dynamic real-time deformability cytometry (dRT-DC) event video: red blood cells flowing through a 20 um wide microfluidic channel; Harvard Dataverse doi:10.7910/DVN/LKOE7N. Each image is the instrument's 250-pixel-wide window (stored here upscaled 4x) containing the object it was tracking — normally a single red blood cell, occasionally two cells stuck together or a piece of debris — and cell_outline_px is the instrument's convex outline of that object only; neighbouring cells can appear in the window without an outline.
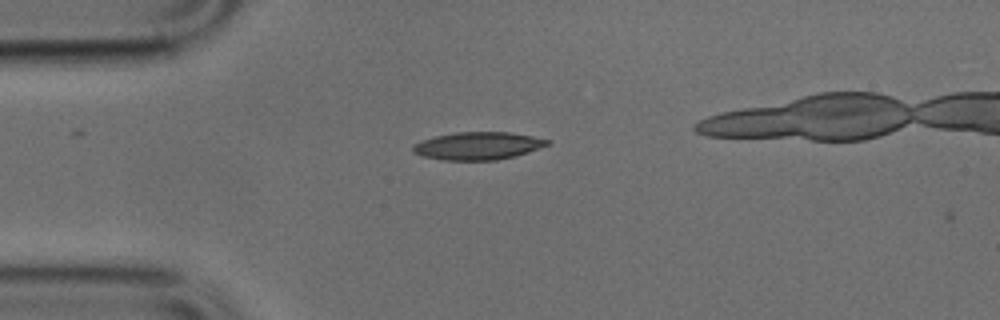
{"species": "common noctule bat (a hibernating species)", "species_latin": "Nyctalus noctula", "temperature_condition": "cold", "stored_images_in_passage": 4, "camera_frame_rate_fps": 3000, "um_per_image_px": 0.085, "animal": {"sex": "male", "body_mass_g": 17.9, "forearm_length_mm": 54.2}, "frame": {"image": 1, "passage_image": 1, "time_ms": 0.0, "image_size_px": [1000, 320], "cell_outline_px": [[552, 140], [548, 144], [528, 152], [516, 156], [496, 160], [444, 160], [424, 156], [412, 152], [412, 148], [416, 144], [424, 140], [436, 136], [456, 132], [508, 132], [532, 136]], "centroid_in_image_um": [40.65, 12.4], "position_along_channel_um": 44.3, "area_um2": 21.44}}